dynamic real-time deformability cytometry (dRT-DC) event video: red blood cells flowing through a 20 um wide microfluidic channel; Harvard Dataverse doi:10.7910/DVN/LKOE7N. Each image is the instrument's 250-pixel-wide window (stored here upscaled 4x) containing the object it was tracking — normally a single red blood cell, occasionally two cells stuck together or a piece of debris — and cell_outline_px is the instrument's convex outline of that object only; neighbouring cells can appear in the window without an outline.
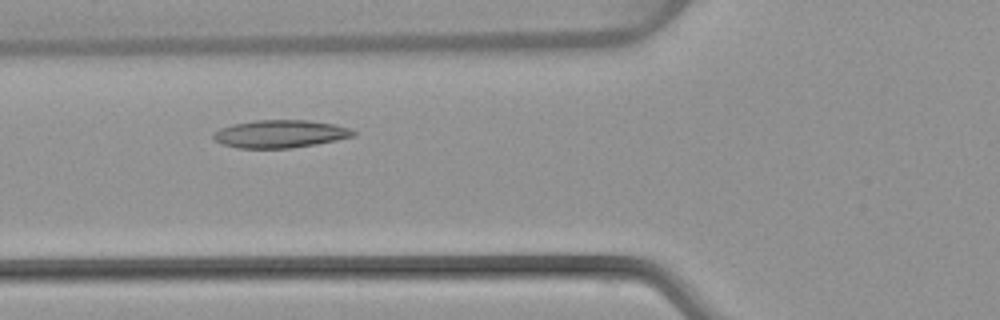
{"species": "common noctule bat (a hibernating species)", "species_latin": "Nyctalus noctula", "temperature_condition": "warm", "stored_images_in_passage": 4, "camera_frame_rate_fps": 3000, "um_per_image_px": 0.085, "animal": {"sex": "female", "body_mass_g": 22.7, "forearm_length_mm": 54.2}, "frame": {"image": 1, "passage_image": 4, "time_ms": 3.667, "image_size_px": [1000, 320], "cell_outline_px": [[356, 136], [316, 144], [292, 148], [236, 148], [220, 144], [212, 136], [212, 132], [220, 128], [232, 124], [256, 120], [308, 120], [332, 124], [348, 128], [356, 132]], "centroid_in_image_um": [23.77, 11.38], "position_along_channel_um": 102.0, "area_um2": 22.72}}